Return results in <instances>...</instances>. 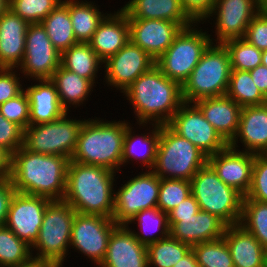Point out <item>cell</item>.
Listing matches in <instances>:
<instances>
[{
	"mask_svg": "<svg viewBox=\"0 0 267 267\" xmlns=\"http://www.w3.org/2000/svg\"><path fill=\"white\" fill-rule=\"evenodd\" d=\"M54 47L62 53L78 43L69 15L68 0H62L40 23Z\"/></svg>",
	"mask_w": 267,
	"mask_h": 267,
	"instance_id": "33",
	"label": "cell"
},
{
	"mask_svg": "<svg viewBox=\"0 0 267 267\" xmlns=\"http://www.w3.org/2000/svg\"><path fill=\"white\" fill-rule=\"evenodd\" d=\"M68 0L69 15L77 42L89 43L99 24L108 15L91 1ZM103 13V14H102Z\"/></svg>",
	"mask_w": 267,
	"mask_h": 267,
	"instance_id": "32",
	"label": "cell"
},
{
	"mask_svg": "<svg viewBox=\"0 0 267 267\" xmlns=\"http://www.w3.org/2000/svg\"><path fill=\"white\" fill-rule=\"evenodd\" d=\"M118 224L109 217L76 213L73 221L70 247L87 256L100 266L106 253L108 241Z\"/></svg>",
	"mask_w": 267,
	"mask_h": 267,
	"instance_id": "12",
	"label": "cell"
},
{
	"mask_svg": "<svg viewBox=\"0 0 267 267\" xmlns=\"http://www.w3.org/2000/svg\"><path fill=\"white\" fill-rule=\"evenodd\" d=\"M130 41L157 60L183 28L179 23L160 19H128Z\"/></svg>",
	"mask_w": 267,
	"mask_h": 267,
	"instance_id": "19",
	"label": "cell"
},
{
	"mask_svg": "<svg viewBox=\"0 0 267 267\" xmlns=\"http://www.w3.org/2000/svg\"><path fill=\"white\" fill-rule=\"evenodd\" d=\"M260 11H267V0H254Z\"/></svg>",
	"mask_w": 267,
	"mask_h": 267,
	"instance_id": "56",
	"label": "cell"
},
{
	"mask_svg": "<svg viewBox=\"0 0 267 267\" xmlns=\"http://www.w3.org/2000/svg\"><path fill=\"white\" fill-rule=\"evenodd\" d=\"M15 192L9 177L0 179V226L6 223L9 206Z\"/></svg>",
	"mask_w": 267,
	"mask_h": 267,
	"instance_id": "49",
	"label": "cell"
},
{
	"mask_svg": "<svg viewBox=\"0 0 267 267\" xmlns=\"http://www.w3.org/2000/svg\"><path fill=\"white\" fill-rule=\"evenodd\" d=\"M155 64V59L129 40L116 54L104 61L106 74L104 82L108 84L107 87L113 86L124 93L135 80Z\"/></svg>",
	"mask_w": 267,
	"mask_h": 267,
	"instance_id": "15",
	"label": "cell"
},
{
	"mask_svg": "<svg viewBox=\"0 0 267 267\" xmlns=\"http://www.w3.org/2000/svg\"><path fill=\"white\" fill-rule=\"evenodd\" d=\"M192 247L170 234L147 246L148 267H173Z\"/></svg>",
	"mask_w": 267,
	"mask_h": 267,
	"instance_id": "36",
	"label": "cell"
},
{
	"mask_svg": "<svg viewBox=\"0 0 267 267\" xmlns=\"http://www.w3.org/2000/svg\"><path fill=\"white\" fill-rule=\"evenodd\" d=\"M223 45L228 50L232 70L249 71L262 64V50L244 38L227 40Z\"/></svg>",
	"mask_w": 267,
	"mask_h": 267,
	"instance_id": "40",
	"label": "cell"
},
{
	"mask_svg": "<svg viewBox=\"0 0 267 267\" xmlns=\"http://www.w3.org/2000/svg\"><path fill=\"white\" fill-rule=\"evenodd\" d=\"M10 0H0V16L9 9Z\"/></svg>",
	"mask_w": 267,
	"mask_h": 267,
	"instance_id": "55",
	"label": "cell"
},
{
	"mask_svg": "<svg viewBox=\"0 0 267 267\" xmlns=\"http://www.w3.org/2000/svg\"><path fill=\"white\" fill-rule=\"evenodd\" d=\"M244 39L259 50H267V11H259L250 21Z\"/></svg>",
	"mask_w": 267,
	"mask_h": 267,
	"instance_id": "46",
	"label": "cell"
},
{
	"mask_svg": "<svg viewBox=\"0 0 267 267\" xmlns=\"http://www.w3.org/2000/svg\"><path fill=\"white\" fill-rule=\"evenodd\" d=\"M167 125L179 136L193 143L207 157L229 145L194 103L184 102Z\"/></svg>",
	"mask_w": 267,
	"mask_h": 267,
	"instance_id": "13",
	"label": "cell"
},
{
	"mask_svg": "<svg viewBox=\"0 0 267 267\" xmlns=\"http://www.w3.org/2000/svg\"><path fill=\"white\" fill-rule=\"evenodd\" d=\"M67 115L68 112L52 122L29 125L24 129L22 147L35 153L59 155L70 160L86 119H71Z\"/></svg>",
	"mask_w": 267,
	"mask_h": 267,
	"instance_id": "10",
	"label": "cell"
},
{
	"mask_svg": "<svg viewBox=\"0 0 267 267\" xmlns=\"http://www.w3.org/2000/svg\"><path fill=\"white\" fill-rule=\"evenodd\" d=\"M76 211L64 200H51L45 210L38 238L31 246L32 258L63 267ZM37 251H35V250Z\"/></svg>",
	"mask_w": 267,
	"mask_h": 267,
	"instance_id": "5",
	"label": "cell"
},
{
	"mask_svg": "<svg viewBox=\"0 0 267 267\" xmlns=\"http://www.w3.org/2000/svg\"><path fill=\"white\" fill-rule=\"evenodd\" d=\"M17 267H59L53 263L46 262V261H38L32 259L29 263Z\"/></svg>",
	"mask_w": 267,
	"mask_h": 267,
	"instance_id": "54",
	"label": "cell"
},
{
	"mask_svg": "<svg viewBox=\"0 0 267 267\" xmlns=\"http://www.w3.org/2000/svg\"><path fill=\"white\" fill-rule=\"evenodd\" d=\"M129 124L125 119H86L70 161L101 166L118 173L122 166L124 137Z\"/></svg>",
	"mask_w": 267,
	"mask_h": 267,
	"instance_id": "4",
	"label": "cell"
},
{
	"mask_svg": "<svg viewBox=\"0 0 267 267\" xmlns=\"http://www.w3.org/2000/svg\"><path fill=\"white\" fill-rule=\"evenodd\" d=\"M262 65L267 67V50L262 51Z\"/></svg>",
	"mask_w": 267,
	"mask_h": 267,
	"instance_id": "57",
	"label": "cell"
},
{
	"mask_svg": "<svg viewBox=\"0 0 267 267\" xmlns=\"http://www.w3.org/2000/svg\"><path fill=\"white\" fill-rule=\"evenodd\" d=\"M170 235L191 247L223 237L226 224L216 215L199 210L192 217H168Z\"/></svg>",
	"mask_w": 267,
	"mask_h": 267,
	"instance_id": "20",
	"label": "cell"
},
{
	"mask_svg": "<svg viewBox=\"0 0 267 267\" xmlns=\"http://www.w3.org/2000/svg\"><path fill=\"white\" fill-rule=\"evenodd\" d=\"M173 267H199L197 263L196 256L191 249L186 255L183 256L182 259H180L176 265Z\"/></svg>",
	"mask_w": 267,
	"mask_h": 267,
	"instance_id": "53",
	"label": "cell"
},
{
	"mask_svg": "<svg viewBox=\"0 0 267 267\" xmlns=\"http://www.w3.org/2000/svg\"><path fill=\"white\" fill-rule=\"evenodd\" d=\"M39 83L24 88L29 104V125L55 121L67 111L61 106L54 83L50 79L36 80Z\"/></svg>",
	"mask_w": 267,
	"mask_h": 267,
	"instance_id": "27",
	"label": "cell"
},
{
	"mask_svg": "<svg viewBox=\"0 0 267 267\" xmlns=\"http://www.w3.org/2000/svg\"><path fill=\"white\" fill-rule=\"evenodd\" d=\"M190 182L191 193L201 211L216 215L227 226L240 223L244 196L226 185L208 163L197 171Z\"/></svg>",
	"mask_w": 267,
	"mask_h": 267,
	"instance_id": "8",
	"label": "cell"
},
{
	"mask_svg": "<svg viewBox=\"0 0 267 267\" xmlns=\"http://www.w3.org/2000/svg\"><path fill=\"white\" fill-rule=\"evenodd\" d=\"M51 200L15 192L5 225L21 240L32 246L38 238L43 216Z\"/></svg>",
	"mask_w": 267,
	"mask_h": 267,
	"instance_id": "17",
	"label": "cell"
},
{
	"mask_svg": "<svg viewBox=\"0 0 267 267\" xmlns=\"http://www.w3.org/2000/svg\"><path fill=\"white\" fill-rule=\"evenodd\" d=\"M249 72L256 87L267 98V67L261 64Z\"/></svg>",
	"mask_w": 267,
	"mask_h": 267,
	"instance_id": "51",
	"label": "cell"
},
{
	"mask_svg": "<svg viewBox=\"0 0 267 267\" xmlns=\"http://www.w3.org/2000/svg\"><path fill=\"white\" fill-rule=\"evenodd\" d=\"M69 159L20 147L12 154L10 179L16 192L63 200Z\"/></svg>",
	"mask_w": 267,
	"mask_h": 267,
	"instance_id": "1",
	"label": "cell"
},
{
	"mask_svg": "<svg viewBox=\"0 0 267 267\" xmlns=\"http://www.w3.org/2000/svg\"><path fill=\"white\" fill-rule=\"evenodd\" d=\"M121 9L128 19L169 20L183 28L194 23L183 11L180 0H129Z\"/></svg>",
	"mask_w": 267,
	"mask_h": 267,
	"instance_id": "28",
	"label": "cell"
},
{
	"mask_svg": "<svg viewBox=\"0 0 267 267\" xmlns=\"http://www.w3.org/2000/svg\"><path fill=\"white\" fill-rule=\"evenodd\" d=\"M199 205L191 194L168 213V217H192L199 211Z\"/></svg>",
	"mask_w": 267,
	"mask_h": 267,
	"instance_id": "50",
	"label": "cell"
},
{
	"mask_svg": "<svg viewBox=\"0 0 267 267\" xmlns=\"http://www.w3.org/2000/svg\"><path fill=\"white\" fill-rule=\"evenodd\" d=\"M194 104L229 144L238 131L242 107L227 95L200 99Z\"/></svg>",
	"mask_w": 267,
	"mask_h": 267,
	"instance_id": "25",
	"label": "cell"
},
{
	"mask_svg": "<svg viewBox=\"0 0 267 267\" xmlns=\"http://www.w3.org/2000/svg\"><path fill=\"white\" fill-rule=\"evenodd\" d=\"M199 267H234L223 237L192 246Z\"/></svg>",
	"mask_w": 267,
	"mask_h": 267,
	"instance_id": "39",
	"label": "cell"
},
{
	"mask_svg": "<svg viewBox=\"0 0 267 267\" xmlns=\"http://www.w3.org/2000/svg\"><path fill=\"white\" fill-rule=\"evenodd\" d=\"M198 23L182 28L173 43L156 60V66L169 79L181 86L189 78L203 53L212 44V35L196 27ZM211 36V37H210Z\"/></svg>",
	"mask_w": 267,
	"mask_h": 267,
	"instance_id": "9",
	"label": "cell"
},
{
	"mask_svg": "<svg viewBox=\"0 0 267 267\" xmlns=\"http://www.w3.org/2000/svg\"><path fill=\"white\" fill-rule=\"evenodd\" d=\"M12 155L0 147V179L10 177Z\"/></svg>",
	"mask_w": 267,
	"mask_h": 267,
	"instance_id": "52",
	"label": "cell"
},
{
	"mask_svg": "<svg viewBox=\"0 0 267 267\" xmlns=\"http://www.w3.org/2000/svg\"><path fill=\"white\" fill-rule=\"evenodd\" d=\"M231 63L228 50L223 44H211L203 53L196 67L182 87L185 103L226 95Z\"/></svg>",
	"mask_w": 267,
	"mask_h": 267,
	"instance_id": "6",
	"label": "cell"
},
{
	"mask_svg": "<svg viewBox=\"0 0 267 267\" xmlns=\"http://www.w3.org/2000/svg\"><path fill=\"white\" fill-rule=\"evenodd\" d=\"M24 129L0 113V147L11 155L23 146Z\"/></svg>",
	"mask_w": 267,
	"mask_h": 267,
	"instance_id": "45",
	"label": "cell"
},
{
	"mask_svg": "<svg viewBox=\"0 0 267 267\" xmlns=\"http://www.w3.org/2000/svg\"><path fill=\"white\" fill-rule=\"evenodd\" d=\"M99 267H148L147 247L135 238L129 226L118 225L110 235Z\"/></svg>",
	"mask_w": 267,
	"mask_h": 267,
	"instance_id": "21",
	"label": "cell"
},
{
	"mask_svg": "<svg viewBox=\"0 0 267 267\" xmlns=\"http://www.w3.org/2000/svg\"><path fill=\"white\" fill-rule=\"evenodd\" d=\"M255 155L228 145L225 149L207 157V163L226 185L246 196L251 187Z\"/></svg>",
	"mask_w": 267,
	"mask_h": 267,
	"instance_id": "18",
	"label": "cell"
},
{
	"mask_svg": "<svg viewBox=\"0 0 267 267\" xmlns=\"http://www.w3.org/2000/svg\"><path fill=\"white\" fill-rule=\"evenodd\" d=\"M267 250V203L243 197L239 223Z\"/></svg>",
	"mask_w": 267,
	"mask_h": 267,
	"instance_id": "38",
	"label": "cell"
},
{
	"mask_svg": "<svg viewBox=\"0 0 267 267\" xmlns=\"http://www.w3.org/2000/svg\"><path fill=\"white\" fill-rule=\"evenodd\" d=\"M60 65L96 86L97 73L104 62L89 43L78 42L61 53Z\"/></svg>",
	"mask_w": 267,
	"mask_h": 267,
	"instance_id": "31",
	"label": "cell"
},
{
	"mask_svg": "<svg viewBox=\"0 0 267 267\" xmlns=\"http://www.w3.org/2000/svg\"><path fill=\"white\" fill-rule=\"evenodd\" d=\"M31 246L6 225L0 226V267H17L32 260Z\"/></svg>",
	"mask_w": 267,
	"mask_h": 267,
	"instance_id": "37",
	"label": "cell"
},
{
	"mask_svg": "<svg viewBox=\"0 0 267 267\" xmlns=\"http://www.w3.org/2000/svg\"><path fill=\"white\" fill-rule=\"evenodd\" d=\"M183 11L194 23L206 22L212 13L215 0H180Z\"/></svg>",
	"mask_w": 267,
	"mask_h": 267,
	"instance_id": "48",
	"label": "cell"
},
{
	"mask_svg": "<svg viewBox=\"0 0 267 267\" xmlns=\"http://www.w3.org/2000/svg\"><path fill=\"white\" fill-rule=\"evenodd\" d=\"M160 178L152 171L137 174L114 191L112 219L126 225L140 211L156 208L159 198Z\"/></svg>",
	"mask_w": 267,
	"mask_h": 267,
	"instance_id": "11",
	"label": "cell"
},
{
	"mask_svg": "<svg viewBox=\"0 0 267 267\" xmlns=\"http://www.w3.org/2000/svg\"><path fill=\"white\" fill-rule=\"evenodd\" d=\"M62 0H10L9 8L29 24H40Z\"/></svg>",
	"mask_w": 267,
	"mask_h": 267,
	"instance_id": "42",
	"label": "cell"
},
{
	"mask_svg": "<svg viewBox=\"0 0 267 267\" xmlns=\"http://www.w3.org/2000/svg\"><path fill=\"white\" fill-rule=\"evenodd\" d=\"M50 80L54 83L61 106L68 112L71 105L77 108L88 100L93 91L94 84L87 79L79 77L61 65L53 73ZM68 105V106H67Z\"/></svg>",
	"mask_w": 267,
	"mask_h": 267,
	"instance_id": "30",
	"label": "cell"
},
{
	"mask_svg": "<svg viewBox=\"0 0 267 267\" xmlns=\"http://www.w3.org/2000/svg\"><path fill=\"white\" fill-rule=\"evenodd\" d=\"M191 194L190 181L160 178L157 207L162 212L168 214Z\"/></svg>",
	"mask_w": 267,
	"mask_h": 267,
	"instance_id": "41",
	"label": "cell"
},
{
	"mask_svg": "<svg viewBox=\"0 0 267 267\" xmlns=\"http://www.w3.org/2000/svg\"><path fill=\"white\" fill-rule=\"evenodd\" d=\"M132 223H137L141 232H136L135 229L130 230L135 238L146 247L170 234L168 214L162 212L158 207L140 211L127 222L126 226Z\"/></svg>",
	"mask_w": 267,
	"mask_h": 267,
	"instance_id": "34",
	"label": "cell"
},
{
	"mask_svg": "<svg viewBox=\"0 0 267 267\" xmlns=\"http://www.w3.org/2000/svg\"><path fill=\"white\" fill-rule=\"evenodd\" d=\"M29 25L10 8L0 16V68L17 70L21 65Z\"/></svg>",
	"mask_w": 267,
	"mask_h": 267,
	"instance_id": "23",
	"label": "cell"
},
{
	"mask_svg": "<svg viewBox=\"0 0 267 267\" xmlns=\"http://www.w3.org/2000/svg\"><path fill=\"white\" fill-rule=\"evenodd\" d=\"M226 95L243 107L266 104L267 98L256 87L249 71L231 70Z\"/></svg>",
	"mask_w": 267,
	"mask_h": 267,
	"instance_id": "35",
	"label": "cell"
},
{
	"mask_svg": "<svg viewBox=\"0 0 267 267\" xmlns=\"http://www.w3.org/2000/svg\"><path fill=\"white\" fill-rule=\"evenodd\" d=\"M245 197L267 203V154L255 155L251 187Z\"/></svg>",
	"mask_w": 267,
	"mask_h": 267,
	"instance_id": "43",
	"label": "cell"
},
{
	"mask_svg": "<svg viewBox=\"0 0 267 267\" xmlns=\"http://www.w3.org/2000/svg\"><path fill=\"white\" fill-rule=\"evenodd\" d=\"M61 53L54 47L41 24H30L26 33L25 53L17 71L32 80L50 79L60 67Z\"/></svg>",
	"mask_w": 267,
	"mask_h": 267,
	"instance_id": "14",
	"label": "cell"
},
{
	"mask_svg": "<svg viewBox=\"0 0 267 267\" xmlns=\"http://www.w3.org/2000/svg\"><path fill=\"white\" fill-rule=\"evenodd\" d=\"M223 239L234 267H266L267 250L240 224L226 226Z\"/></svg>",
	"mask_w": 267,
	"mask_h": 267,
	"instance_id": "26",
	"label": "cell"
},
{
	"mask_svg": "<svg viewBox=\"0 0 267 267\" xmlns=\"http://www.w3.org/2000/svg\"><path fill=\"white\" fill-rule=\"evenodd\" d=\"M0 113L8 120L26 129L29 126L30 104L26 92L23 90L15 98L0 105Z\"/></svg>",
	"mask_w": 267,
	"mask_h": 267,
	"instance_id": "44",
	"label": "cell"
},
{
	"mask_svg": "<svg viewBox=\"0 0 267 267\" xmlns=\"http://www.w3.org/2000/svg\"><path fill=\"white\" fill-rule=\"evenodd\" d=\"M129 124L126 127V134L124 137L122 167L124 164L133 160H137L143 167L151 170L156 161L157 148L160 136V125L150 124L153 129L149 133H141L135 135L133 127ZM150 134V135H149ZM139 148V149H138Z\"/></svg>",
	"mask_w": 267,
	"mask_h": 267,
	"instance_id": "29",
	"label": "cell"
},
{
	"mask_svg": "<svg viewBox=\"0 0 267 267\" xmlns=\"http://www.w3.org/2000/svg\"><path fill=\"white\" fill-rule=\"evenodd\" d=\"M132 104L137 124L167 125L184 103L181 85L165 76L155 65L124 92Z\"/></svg>",
	"mask_w": 267,
	"mask_h": 267,
	"instance_id": "2",
	"label": "cell"
},
{
	"mask_svg": "<svg viewBox=\"0 0 267 267\" xmlns=\"http://www.w3.org/2000/svg\"><path fill=\"white\" fill-rule=\"evenodd\" d=\"M129 38L127 14L118 9L110 12L99 24L89 44L104 62L124 47Z\"/></svg>",
	"mask_w": 267,
	"mask_h": 267,
	"instance_id": "24",
	"label": "cell"
},
{
	"mask_svg": "<svg viewBox=\"0 0 267 267\" xmlns=\"http://www.w3.org/2000/svg\"><path fill=\"white\" fill-rule=\"evenodd\" d=\"M115 173L105 167L69 160L63 200L68 202L76 213L112 218Z\"/></svg>",
	"mask_w": 267,
	"mask_h": 267,
	"instance_id": "3",
	"label": "cell"
},
{
	"mask_svg": "<svg viewBox=\"0 0 267 267\" xmlns=\"http://www.w3.org/2000/svg\"><path fill=\"white\" fill-rule=\"evenodd\" d=\"M259 11L254 0H215L212 13L207 18L216 20L217 38H211L212 43L223 44L227 40L244 38L250 21Z\"/></svg>",
	"mask_w": 267,
	"mask_h": 267,
	"instance_id": "16",
	"label": "cell"
},
{
	"mask_svg": "<svg viewBox=\"0 0 267 267\" xmlns=\"http://www.w3.org/2000/svg\"><path fill=\"white\" fill-rule=\"evenodd\" d=\"M15 72V69L0 68V105L24 90L20 74Z\"/></svg>",
	"mask_w": 267,
	"mask_h": 267,
	"instance_id": "47",
	"label": "cell"
},
{
	"mask_svg": "<svg viewBox=\"0 0 267 267\" xmlns=\"http://www.w3.org/2000/svg\"><path fill=\"white\" fill-rule=\"evenodd\" d=\"M207 163V156L168 125H160L156 161L152 171L163 179L190 181Z\"/></svg>",
	"mask_w": 267,
	"mask_h": 267,
	"instance_id": "7",
	"label": "cell"
},
{
	"mask_svg": "<svg viewBox=\"0 0 267 267\" xmlns=\"http://www.w3.org/2000/svg\"><path fill=\"white\" fill-rule=\"evenodd\" d=\"M239 141L242 151L267 154V104L241 109L238 131L229 146L238 150Z\"/></svg>",
	"mask_w": 267,
	"mask_h": 267,
	"instance_id": "22",
	"label": "cell"
}]
</instances>
